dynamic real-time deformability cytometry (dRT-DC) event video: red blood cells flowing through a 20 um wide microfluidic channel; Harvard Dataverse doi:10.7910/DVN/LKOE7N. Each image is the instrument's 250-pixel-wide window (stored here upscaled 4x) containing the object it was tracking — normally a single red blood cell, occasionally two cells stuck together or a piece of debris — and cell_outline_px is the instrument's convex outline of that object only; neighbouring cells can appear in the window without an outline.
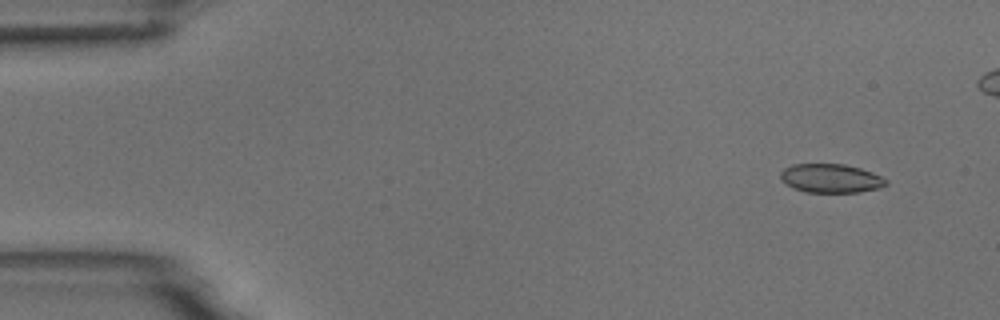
{"species": "common noctule bat (a hibernating species)", "species_latin": "Nyctalus noctula", "temperature_condition": "room temperature", "stored_images_in_passage": 6, "segment_of_instrument_passage": [2, 2], "camera_frame_rate_fps": 3000, "um_per_image_px": 0.085, "animal": {"sex": "male", "body_mass_g": 18.8}, "frame": {"image": 1, "passage_image": 6, "time_ms": 6.333, "image_size_px": [1000, 320], "cell_outline_px": [[888, 184], [880, 188], [860, 192], [804, 192], [780, 180], [780, 172], [784, 168], [792, 164], [844, 164], [860, 168], [872, 172], [888, 180]], "centroid_in_image_um": [70.63, 15.15], "position_along_channel_um": 14.4, "area_um2": 17.74}}